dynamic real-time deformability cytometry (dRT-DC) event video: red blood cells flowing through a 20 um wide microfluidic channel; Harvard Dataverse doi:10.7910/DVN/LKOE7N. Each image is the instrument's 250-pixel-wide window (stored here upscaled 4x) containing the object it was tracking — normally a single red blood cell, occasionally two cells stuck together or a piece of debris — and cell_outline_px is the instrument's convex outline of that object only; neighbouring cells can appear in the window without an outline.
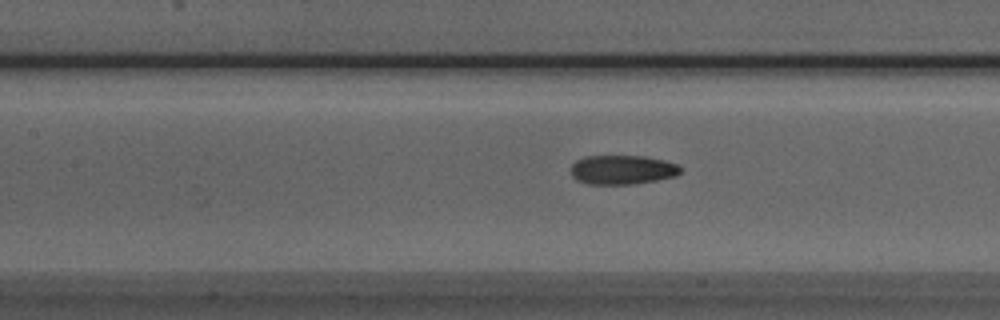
{"species": "Egyptian fruit bat (a non-hibernating species)", "species_latin": "Rousettus aegyptiacus", "temperature_condition": "room temperature", "stored_images_in_passage": 33, "camera_frame_rate_fps": 3000, "um_per_image_px": 0.085, "animal": {"sex": "male"}, "frame": {"image": 1, "passage_image": 12, "time_ms": 3.667, "image_size_px": [1000, 320], "cell_outline_px": [[680, 172], [676, 176], [636, 184], [588, 184], [576, 180], [572, 176], [572, 164], [576, 160], [584, 156], [644, 156], [664, 160], [676, 164], [680, 168]], "centroid_in_image_um": [52.88, 14.43], "position_along_channel_um": 154.5, "area_um2": 18.67}}
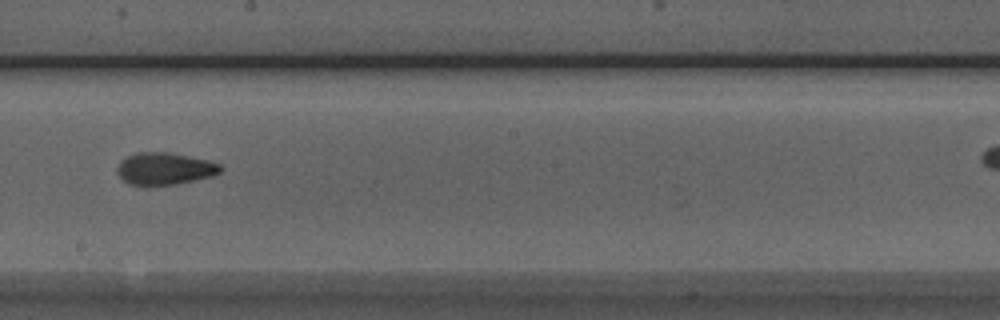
{"frame": {"image": 2, "passage_image": 18, "time_ms": 5.667, "image_size_px": [1000, 320], "cell_outline_px": [[224, 168], [220, 172], [212, 176], [176, 184], [128, 184], [116, 172], [116, 168], [120, 160], [136, 152], [168, 152], [208, 160], [220, 164]], "centroid_in_image_um": [14.0, 14.32], "position_along_channel_um": 234.2, "area_um2": 19.19}}
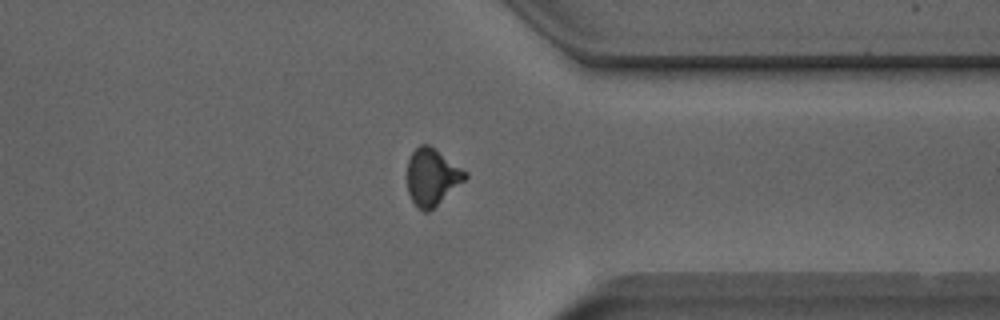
{"frame": {"image": 3, "passage_image": 29, "time_ms": 9.333, "image_size_px": [1000, 320], "cell_outline_px": [[468, 176], [464, 180], [428, 212], [424, 212], [412, 200], [408, 192], [408, 160], [412, 152], [420, 144], [428, 144], [468, 172]], "centroid_in_image_um": [36.71, 15.02], "position_along_channel_um": 374.7, "area_um2": 18.73}}